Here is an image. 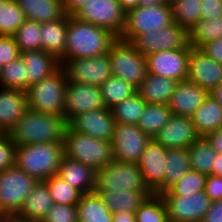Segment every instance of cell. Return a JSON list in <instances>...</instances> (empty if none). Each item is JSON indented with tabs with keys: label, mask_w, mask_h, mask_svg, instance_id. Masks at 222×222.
I'll list each match as a JSON object with an SVG mask.
<instances>
[{
	"label": "cell",
	"mask_w": 222,
	"mask_h": 222,
	"mask_svg": "<svg viewBox=\"0 0 222 222\" xmlns=\"http://www.w3.org/2000/svg\"><path fill=\"white\" fill-rule=\"evenodd\" d=\"M116 39L117 37L107 29L68 16L65 54L59 62L62 66L67 60L107 54Z\"/></svg>",
	"instance_id": "6da1fadb"
},
{
	"label": "cell",
	"mask_w": 222,
	"mask_h": 222,
	"mask_svg": "<svg viewBox=\"0 0 222 222\" xmlns=\"http://www.w3.org/2000/svg\"><path fill=\"white\" fill-rule=\"evenodd\" d=\"M67 126L64 116L27 109L8 135L16 146L63 143Z\"/></svg>",
	"instance_id": "7a4b0ae2"
},
{
	"label": "cell",
	"mask_w": 222,
	"mask_h": 222,
	"mask_svg": "<svg viewBox=\"0 0 222 222\" xmlns=\"http://www.w3.org/2000/svg\"><path fill=\"white\" fill-rule=\"evenodd\" d=\"M63 156V143L17 146L15 166L37 181H45L57 174Z\"/></svg>",
	"instance_id": "3957f363"
},
{
	"label": "cell",
	"mask_w": 222,
	"mask_h": 222,
	"mask_svg": "<svg viewBox=\"0 0 222 222\" xmlns=\"http://www.w3.org/2000/svg\"><path fill=\"white\" fill-rule=\"evenodd\" d=\"M63 151L65 157L90 166L95 171L114 160L111 141L75 132L69 126L65 130Z\"/></svg>",
	"instance_id": "277c9868"
},
{
	"label": "cell",
	"mask_w": 222,
	"mask_h": 222,
	"mask_svg": "<svg viewBox=\"0 0 222 222\" xmlns=\"http://www.w3.org/2000/svg\"><path fill=\"white\" fill-rule=\"evenodd\" d=\"M68 78L61 66L51 76L27 88V108L46 114L63 116Z\"/></svg>",
	"instance_id": "5b68a950"
},
{
	"label": "cell",
	"mask_w": 222,
	"mask_h": 222,
	"mask_svg": "<svg viewBox=\"0 0 222 222\" xmlns=\"http://www.w3.org/2000/svg\"><path fill=\"white\" fill-rule=\"evenodd\" d=\"M107 54L112 74L138 88L147 75L146 56L132 42L120 38L111 44Z\"/></svg>",
	"instance_id": "8992f818"
},
{
	"label": "cell",
	"mask_w": 222,
	"mask_h": 222,
	"mask_svg": "<svg viewBox=\"0 0 222 222\" xmlns=\"http://www.w3.org/2000/svg\"><path fill=\"white\" fill-rule=\"evenodd\" d=\"M151 191L136 163L113 160L96 171L94 191Z\"/></svg>",
	"instance_id": "52a82bcc"
},
{
	"label": "cell",
	"mask_w": 222,
	"mask_h": 222,
	"mask_svg": "<svg viewBox=\"0 0 222 222\" xmlns=\"http://www.w3.org/2000/svg\"><path fill=\"white\" fill-rule=\"evenodd\" d=\"M172 22L170 4L137 6L126 13L125 27L119 38L133 43L140 35L160 30Z\"/></svg>",
	"instance_id": "ba28073f"
},
{
	"label": "cell",
	"mask_w": 222,
	"mask_h": 222,
	"mask_svg": "<svg viewBox=\"0 0 222 222\" xmlns=\"http://www.w3.org/2000/svg\"><path fill=\"white\" fill-rule=\"evenodd\" d=\"M37 182L16 166L0 171V213H18Z\"/></svg>",
	"instance_id": "9c48e42d"
},
{
	"label": "cell",
	"mask_w": 222,
	"mask_h": 222,
	"mask_svg": "<svg viewBox=\"0 0 222 222\" xmlns=\"http://www.w3.org/2000/svg\"><path fill=\"white\" fill-rule=\"evenodd\" d=\"M126 13L118 0H90L74 17L107 29L119 38L125 27Z\"/></svg>",
	"instance_id": "30bf717a"
},
{
	"label": "cell",
	"mask_w": 222,
	"mask_h": 222,
	"mask_svg": "<svg viewBox=\"0 0 222 222\" xmlns=\"http://www.w3.org/2000/svg\"><path fill=\"white\" fill-rule=\"evenodd\" d=\"M151 138L137 125L116 123L111 139L114 159L138 164Z\"/></svg>",
	"instance_id": "8fae6325"
},
{
	"label": "cell",
	"mask_w": 222,
	"mask_h": 222,
	"mask_svg": "<svg viewBox=\"0 0 222 222\" xmlns=\"http://www.w3.org/2000/svg\"><path fill=\"white\" fill-rule=\"evenodd\" d=\"M168 210L169 222H201L212 201L205 191L180 195H161Z\"/></svg>",
	"instance_id": "7c38bea8"
},
{
	"label": "cell",
	"mask_w": 222,
	"mask_h": 222,
	"mask_svg": "<svg viewBox=\"0 0 222 222\" xmlns=\"http://www.w3.org/2000/svg\"><path fill=\"white\" fill-rule=\"evenodd\" d=\"M190 44L184 48L159 51L146 55L147 73L173 79L187 80Z\"/></svg>",
	"instance_id": "4fadbf2b"
},
{
	"label": "cell",
	"mask_w": 222,
	"mask_h": 222,
	"mask_svg": "<svg viewBox=\"0 0 222 222\" xmlns=\"http://www.w3.org/2000/svg\"><path fill=\"white\" fill-rule=\"evenodd\" d=\"M64 68L69 82H78L100 87L113 74L108 54L92 58L67 60Z\"/></svg>",
	"instance_id": "5bb4252c"
},
{
	"label": "cell",
	"mask_w": 222,
	"mask_h": 222,
	"mask_svg": "<svg viewBox=\"0 0 222 222\" xmlns=\"http://www.w3.org/2000/svg\"><path fill=\"white\" fill-rule=\"evenodd\" d=\"M133 44L144 56L159 51L184 48L188 44V31L173 21L160 30L140 35Z\"/></svg>",
	"instance_id": "9a60e30c"
},
{
	"label": "cell",
	"mask_w": 222,
	"mask_h": 222,
	"mask_svg": "<svg viewBox=\"0 0 222 222\" xmlns=\"http://www.w3.org/2000/svg\"><path fill=\"white\" fill-rule=\"evenodd\" d=\"M106 108L100 88L90 84L67 82L63 116L69 122L76 115Z\"/></svg>",
	"instance_id": "2e32d148"
},
{
	"label": "cell",
	"mask_w": 222,
	"mask_h": 222,
	"mask_svg": "<svg viewBox=\"0 0 222 222\" xmlns=\"http://www.w3.org/2000/svg\"><path fill=\"white\" fill-rule=\"evenodd\" d=\"M166 156L167 149L152 138L138 162L146 185L155 194L164 192Z\"/></svg>",
	"instance_id": "e0dca14e"
},
{
	"label": "cell",
	"mask_w": 222,
	"mask_h": 222,
	"mask_svg": "<svg viewBox=\"0 0 222 222\" xmlns=\"http://www.w3.org/2000/svg\"><path fill=\"white\" fill-rule=\"evenodd\" d=\"M188 81L199 85L208 93L222 83V65L200 48L190 46Z\"/></svg>",
	"instance_id": "ac0fdd59"
},
{
	"label": "cell",
	"mask_w": 222,
	"mask_h": 222,
	"mask_svg": "<svg viewBox=\"0 0 222 222\" xmlns=\"http://www.w3.org/2000/svg\"><path fill=\"white\" fill-rule=\"evenodd\" d=\"M115 125L112 111L108 108L76 115L68 122L73 131L106 141H111Z\"/></svg>",
	"instance_id": "d6986e66"
},
{
	"label": "cell",
	"mask_w": 222,
	"mask_h": 222,
	"mask_svg": "<svg viewBox=\"0 0 222 222\" xmlns=\"http://www.w3.org/2000/svg\"><path fill=\"white\" fill-rule=\"evenodd\" d=\"M200 136L195 130L191 117L172 114L168 123L153 137L166 149H187Z\"/></svg>",
	"instance_id": "ffe728a7"
},
{
	"label": "cell",
	"mask_w": 222,
	"mask_h": 222,
	"mask_svg": "<svg viewBox=\"0 0 222 222\" xmlns=\"http://www.w3.org/2000/svg\"><path fill=\"white\" fill-rule=\"evenodd\" d=\"M26 91L15 88H0V131L9 134L27 111Z\"/></svg>",
	"instance_id": "44dd1931"
},
{
	"label": "cell",
	"mask_w": 222,
	"mask_h": 222,
	"mask_svg": "<svg viewBox=\"0 0 222 222\" xmlns=\"http://www.w3.org/2000/svg\"><path fill=\"white\" fill-rule=\"evenodd\" d=\"M207 95L208 92L199 85L188 80L180 81L171 95L168 106L172 114L192 117Z\"/></svg>",
	"instance_id": "7402d4cb"
},
{
	"label": "cell",
	"mask_w": 222,
	"mask_h": 222,
	"mask_svg": "<svg viewBox=\"0 0 222 222\" xmlns=\"http://www.w3.org/2000/svg\"><path fill=\"white\" fill-rule=\"evenodd\" d=\"M82 195L94 192L96 171L90 166L63 156L56 174Z\"/></svg>",
	"instance_id": "603a6c76"
},
{
	"label": "cell",
	"mask_w": 222,
	"mask_h": 222,
	"mask_svg": "<svg viewBox=\"0 0 222 222\" xmlns=\"http://www.w3.org/2000/svg\"><path fill=\"white\" fill-rule=\"evenodd\" d=\"M20 57L27 69V88L51 76L61 67L55 56L42 50L23 51Z\"/></svg>",
	"instance_id": "cb8c5ba5"
},
{
	"label": "cell",
	"mask_w": 222,
	"mask_h": 222,
	"mask_svg": "<svg viewBox=\"0 0 222 222\" xmlns=\"http://www.w3.org/2000/svg\"><path fill=\"white\" fill-rule=\"evenodd\" d=\"M54 204L44 181H38L17 215L25 222H41Z\"/></svg>",
	"instance_id": "d4e9b609"
},
{
	"label": "cell",
	"mask_w": 222,
	"mask_h": 222,
	"mask_svg": "<svg viewBox=\"0 0 222 222\" xmlns=\"http://www.w3.org/2000/svg\"><path fill=\"white\" fill-rule=\"evenodd\" d=\"M68 16L51 22L41 23V50L58 60L65 54Z\"/></svg>",
	"instance_id": "484cf974"
},
{
	"label": "cell",
	"mask_w": 222,
	"mask_h": 222,
	"mask_svg": "<svg viewBox=\"0 0 222 222\" xmlns=\"http://www.w3.org/2000/svg\"><path fill=\"white\" fill-rule=\"evenodd\" d=\"M177 81L147 73L137 92L147 104H167L174 93Z\"/></svg>",
	"instance_id": "4316f807"
},
{
	"label": "cell",
	"mask_w": 222,
	"mask_h": 222,
	"mask_svg": "<svg viewBox=\"0 0 222 222\" xmlns=\"http://www.w3.org/2000/svg\"><path fill=\"white\" fill-rule=\"evenodd\" d=\"M26 19L39 23L51 22L66 16L63 0H15Z\"/></svg>",
	"instance_id": "83f0119b"
},
{
	"label": "cell",
	"mask_w": 222,
	"mask_h": 222,
	"mask_svg": "<svg viewBox=\"0 0 222 222\" xmlns=\"http://www.w3.org/2000/svg\"><path fill=\"white\" fill-rule=\"evenodd\" d=\"M101 197L103 203L112 213L135 212L146 198L153 194L152 191H94Z\"/></svg>",
	"instance_id": "f1b7e54d"
},
{
	"label": "cell",
	"mask_w": 222,
	"mask_h": 222,
	"mask_svg": "<svg viewBox=\"0 0 222 222\" xmlns=\"http://www.w3.org/2000/svg\"><path fill=\"white\" fill-rule=\"evenodd\" d=\"M191 118L198 135L206 137L222 128V107L208 94Z\"/></svg>",
	"instance_id": "f546056e"
},
{
	"label": "cell",
	"mask_w": 222,
	"mask_h": 222,
	"mask_svg": "<svg viewBox=\"0 0 222 222\" xmlns=\"http://www.w3.org/2000/svg\"><path fill=\"white\" fill-rule=\"evenodd\" d=\"M77 207V222H112L113 213L96 192L81 195Z\"/></svg>",
	"instance_id": "4dcf8cb0"
},
{
	"label": "cell",
	"mask_w": 222,
	"mask_h": 222,
	"mask_svg": "<svg viewBox=\"0 0 222 222\" xmlns=\"http://www.w3.org/2000/svg\"><path fill=\"white\" fill-rule=\"evenodd\" d=\"M171 115L167 104H146L137 126L152 139L168 123Z\"/></svg>",
	"instance_id": "1f68e13d"
},
{
	"label": "cell",
	"mask_w": 222,
	"mask_h": 222,
	"mask_svg": "<svg viewBox=\"0 0 222 222\" xmlns=\"http://www.w3.org/2000/svg\"><path fill=\"white\" fill-rule=\"evenodd\" d=\"M164 192L169 190L183 175L191 170L187 149H167Z\"/></svg>",
	"instance_id": "d6a6232c"
},
{
	"label": "cell",
	"mask_w": 222,
	"mask_h": 222,
	"mask_svg": "<svg viewBox=\"0 0 222 222\" xmlns=\"http://www.w3.org/2000/svg\"><path fill=\"white\" fill-rule=\"evenodd\" d=\"M187 150L191 170H195L205 175L212 174L217 152L212 148V145L205 137H200L191 146H189Z\"/></svg>",
	"instance_id": "836d02e7"
},
{
	"label": "cell",
	"mask_w": 222,
	"mask_h": 222,
	"mask_svg": "<svg viewBox=\"0 0 222 222\" xmlns=\"http://www.w3.org/2000/svg\"><path fill=\"white\" fill-rule=\"evenodd\" d=\"M222 38V16L213 20L200 19L188 31V43L193 48H201L204 44Z\"/></svg>",
	"instance_id": "e575fe53"
},
{
	"label": "cell",
	"mask_w": 222,
	"mask_h": 222,
	"mask_svg": "<svg viewBox=\"0 0 222 222\" xmlns=\"http://www.w3.org/2000/svg\"><path fill=\"white\" fill-rule=\"evenodd\" d=\"M201 0H170L172 19L189 31L201 19Z\"/></svg>",
	"instance_id": "d590c367"
},
{
	"label": "cell",
	"mask_w": 222,
	"mask_h": 222,
	"mask_svg": "<svg viewBox=\"0 0 222 222\" xmlns=\"http://www.w3.org/2000/svg\"><path fill=\"white\" fill-rule=\"evenodd\" d=\"M103 102L106 108L111 109L126 98L137 92L131 83L112 75L100 87Z\"/></svg>",
	"instance_id": "8d00e7d4"
},
{
	"label": "cell",
	"mask_w": 222,
	"mask_h": 222,
	"mask_svg": "<svg viewBox=\"0 0 222 222\" xmlns=\"http://www.w3.org/2000/svg\"><path fill=\"white\" fill-rule=\"evenodd\" d=\"M146 102L138 92L111 108L116 123L137 125Z\"/></svg>",
	"instance_id": "74e56055"
},
{
	"label": "cell",
	"mask_w": 222,
	"mask_h": 222,
	"mask_svg": "<svg viewBox=\"0 0 222 222\" xmlns=\"http://www.w3.org/2000/svg\"><path fill=\"white\" fill-rule=\"evenodd\" d=\"M136 222H169L168 210L160 194L148 196L135 211Z\"/></svg>",
	"instance_id": "f35d334b"
},
{
	"label": "cell",
	"mask_w": 222,
	"mask_h": 222,
	"mask_svg": "<svg viewBox=\"0 0 222 222\" xmlns=\"http://www.w3.org/2000/svg\"><path fill=\"white\" fill-rule=\"evenodd\" d=\"M25 20L15 0H0V35L13 36Z\"/></svg>",
	"instance_id": "ab89813d"
},
{
	"label": "cell",
	"mask_w": 222,
	"mask_h": 222,
	"mask_svg": "<svg viewBox=\"0 0 222 222\" xmlns=\"http://www.w3.org/2000/svg\"><path fill=\"white\" fill-rule=\"evenodd\" d=\"M41 23L26 19L13 38L20 52L41 50Z\"/></svg>",
	"instance_id": "60d3db41"
},
{
	"label": "cell",
	"mask_w": 222,
	"mask_h": 222,
	"mask_svg": "<svg viewBox=\"0 0 222 222\" xmlns=\"http://www.w3.org/2000/svg\"><path fill=\"white\" fill-rule=\"evenodd\" d=\"M44 182L54 204L76 205L79 202L82 194L59 176L53 175Z\"/></svg>",
	"instance_id": "b9f144b4"
},
{
	"label": "cell",
	"mask_w": 222,
	"mask_h": 222,
	"mask_svg": "<svg viewBox=\"0 0 222 222\" xmlns=\"http://www.w3.org/2000/svg\"><path fill=\"white\" fill-rule=\"evenodd\" d=\"M26 66L21 57L16 58L7 65L2 66L0 73V86L3 88L27 89Z\"/></svg>",
	"instance_id": "7bdbcfd3"
},
{
	"label": "cell",
	"mask_w": 222,
	"mask_h": 222,
	"mask_svg": "<svg viewBox=\"0 0 222 222\" xmlns=\"http://www.w3.org/2000/svg\"><path fill=\"white\" fill-rule=\"evenodd\" d=\"M207 175L189 170L169 190L160 195H180L204 191Z\"/></svg>",
	"instance_id": "ee69618b"
},
{
	"label": "cell",
	"mask_w": 222,
	"mask_h": 222,
	"mask_svg": "<svg viewBox=\"0 0 222 222\" xmlns=\"http://www.w3.org/2000/svg\"><path fill=\"white\" fill-rule=\"evenodd\" d=\"M41 222H77V207L53 204Z\"/></svg>",
	"instance_id": "f6af8a7d"
},
{
	"label": "cell",
	"mask_w": 222,
	"mask_h": 222,
	"mask_svg": "<svg viewBox=\"0 0 222 222\" xmlns=\"http://www.w3.org/2000/svg\"><path fill=\"white\" fill-rule=\"evenodd\" d=\"M16 147L8 134L0 136V171L15 166Z\"/></svg>",
	"instance_id": "bcb514c9"
},
{
	"label": "cell",
	"mask_w": 222,
	"mask_h": 222,
	"mask_svg": "<svg viewBox=\"0 0 222 222\" xmlns=\"http://www.w3.org/2000/svg\"><path fill=\"white\" fill-rule=\"evenodd\" d=\"M20 50L13 36L0 35V66L7 65L20 57Z\"/></svg>",
	"instance_id": "7dc6e473"
},
{
	"label": "cell",
	"mask_w": 222,
	"mask_h": 222,
	"mask_svg": "<svg viewBox=\"0 0 222 222\" xmlns=\"http://www.w3.org/2000/svg\"><path fill=\"white\" fill-rule=\"evenodd\" d=\"M204 191L212 202L222 199V177L207 175Z\"/></svg>",
	"instance_id": "c3c4849f"
},
{
	"label": "cell",
	"mask_w": 222,
	"mask_h": 222,
	"mask_svg": "<svg viewBox=\"0 0 222 222\" xmlns=\"http://www.w3.org/2000/svg\"><path fill=\"white\" fill-rule=\"evenodd\" d=\"M201 19L213 20L222 16V0H201Z\"/></svg>",
	"instance_id": "681fc988"
},
{
	"label": "cell",
	"mask_w": 222,
	"mask_h": 222,
	"mask_svg": "<svg viewBox=\"0 0 222 222\" xmlns=\"http://www.w3.org/2000/svg\"><path fill=\"white\" fill-rule=\"evenodd\" d=\"M210 58L222 65V38L210 41L200 48Z\"/></svg>",
	"instance_id": "f907efd6"
},
{
	"label": "cell",
	"mask_w": 222,
	"mask_h": 222,
	"mask_svg": "<svg viewBox=\"0 0 222 222\" xmlns=\"http://www.w3.org/2000/svg\"><path fill=\"white\" fill-rule=\"evenodd\" d=\"M201 222H222V199L212 202Z\"/></svg>",
	"instance_id": "816d5d0a"
},
{
	"label": "cell",
	"mask_w": 222,
	"mask_h": 222,
	"mask_svg": "<svg viewBox=\"0 0 222 222\" xmlns=\"http://www.w3.org/2000/svg\"><path fill=\"white\" fill-rule=\"evenodd\" d=\"M90 0H63L64 12L67 16H74Z\"/></svg>",
	"instance_id": "f5cc1de1"
},
{
	"label": "cell",
	"mask_w": 222,
	"mask_h": 222,
	"mask_svg": "<svg viewBox=\"0 0 222 222\" xmlns=\"http://www.w3.org/2000/svg\"><path fill=\"white\" fill-rule=\"evenodd\" d=\"M205 138L217 153L222 154V128L209 133Z\"/></svg>",
	"instance_id": "db71d44e"
},
{
	"label": "cell",
	"mask_w": 222,
	"mask_h": 222,
	"mask_svg": "<svg viewBox=\"0 0 222 222\" xmlns=\"http://www.w3.org/2000/svg\"><path fill=\"white\" fill-rule=\"evenodd\" d=\"M112 222H136L135 212L113 213Z\"/></svg>",
	"instance_id": "11a10c76"
},
{
	"label": "cell",
	"mask_w": 222,
	"mask_h": 222,
	"mask_svg": "<svg viewBox=\"0 0 222 222\" xmlns=\"http://www.w3.org/2000/svg\"><path fill=\"white\" fill-rule=\"evenodd\" d=\"M0 222H25L17 213H0Z\"/></svg>",
	"instance_id": "9f6ffc18"
},
{
	"label": "cell",
	"mask_w": 222,
	"mask_h": 222,
	"mask_svg": "<svg viewBox=\"0 0 222 222\" xmlns=\"http://www.w3.org/2000/svg\"><path fill=\"white\" fill-rule=\"evenodd\" d=\"M125 13L139 6V0H118Z\"/></svg>",
	"instance_id": "6f0895ef"
},
{
	"label": "cell",
	"mask_w": 222,
	"mask_h": 222,
	"mask_svg": "<svg viewBox=\"0 0 222 222\" xmlns=\"http://www.w3.org/2000/svg\"><path fill=\"white\" fill-rule=\"evenodd\" d=\"M212 174L222 177V154L217 153L215 164H213Z\"/></svg>",
	"instance_id": "680465c9"
},
{
	"label": "cell",
	"mask_w": 222,
	"mask_h": 222,
	"mask_svg": "<svg viewBox=\"0 0 222 222\" xmlns=\"http://www.w3.org/2000/svg\"><path fill=\"white\" fill-rule=\"evenodd\" d=\"M222 107V83L208 93Z\"/></svg>",
	"instance_id": "91938a15"
},
{
	"label": "cell",
	"mask_w": 222,
	"mask_h": 222,
	"mask_svg": "<svg viewBox=\"0 0 222 222\" xmlns=\"http://www.w3.org/2000/svg\"><path fill=\"white\" fill-rule=\"evenodd\" d=\"M170 4V0H139V6H157Z\"/></svg>",
	"instance_id": "94428289"
}]
</instances>
